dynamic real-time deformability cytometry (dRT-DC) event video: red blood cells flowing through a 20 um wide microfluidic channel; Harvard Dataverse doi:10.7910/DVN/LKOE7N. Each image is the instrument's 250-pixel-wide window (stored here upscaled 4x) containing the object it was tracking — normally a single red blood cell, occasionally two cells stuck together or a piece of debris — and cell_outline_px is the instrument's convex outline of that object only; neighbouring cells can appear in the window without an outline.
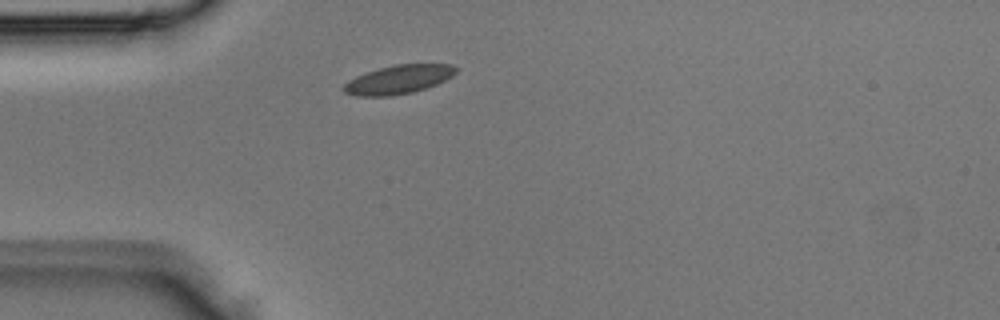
{"species": "Egyptian fruit bat (a non-hibernating species)", "species_latin": "Rousettus aegyptiacus", "temperature_condition": "room temperature", "stored_images_in_passage": 4, "segment_of_instrument_passage": [2, 2], "camera_frame_rate_fps": 3000, "um_per_image_px": 0.085, "animal": {"sex": "male"}, "frame": {"image": 1, "passage_image": 4, "time_ms": 1.0, "image_size_px": [1000, 320], "cell_outline_px": [[456, 72], [452, 76], [436, 84], [412, 92], [392, 96], [356, 96], [344, 92], [340, 88], [348, 80], [356, 76], [380, 68], [396, 64], [452, 64], [456, 68]], "centroid_in_image_um": [33.83, 6.76], "position_along_channel_um": 51.2, "area_um2": 18.67}}